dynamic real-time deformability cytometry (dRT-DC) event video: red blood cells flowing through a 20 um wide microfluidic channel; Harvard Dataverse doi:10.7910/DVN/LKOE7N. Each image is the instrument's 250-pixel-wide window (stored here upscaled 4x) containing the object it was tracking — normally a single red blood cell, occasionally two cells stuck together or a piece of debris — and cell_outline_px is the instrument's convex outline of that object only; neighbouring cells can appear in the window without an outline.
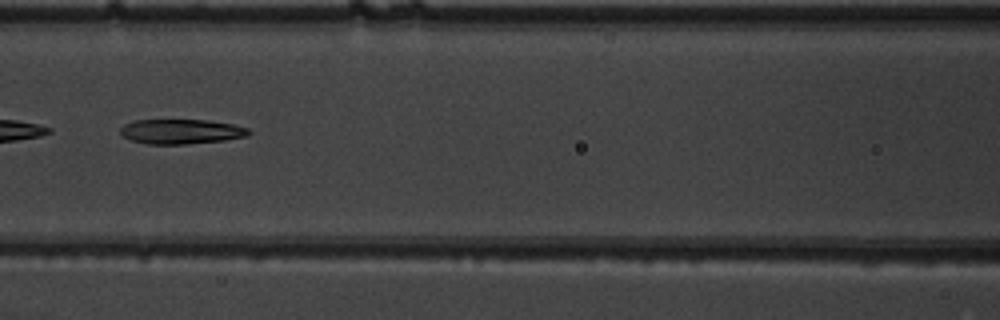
{"species": "common noctule bat (a hibernating species)", "species_latin": "Nyctalus noctula", "temperature_condition": "warm", "stored_images_in_passage": 9, "camera_frame_rate_fps": 3000, "um_per_image_px": 0.085, "animal": {"sex": "male", "body_mass_g": 19.5, "forearm_length_mm": 54.6}, "frame": {"image": 1, "passage_image": 9, "time_ms": 2.667, "image_size_px": [1000, 320], "cell_outline_px": [[252, 132], [248, 136], [224, 140], [188, 144], [148, 144], [132, 140], [124, 136], [120, 132], [120, 128], [124, 124], [132, 120], [208, 120], [232, 124], [248, 128]], "centroid_in_image_um": [15.41, 11.18], "position_along_channel_um": 151.2, "area_um2": 18.55}}